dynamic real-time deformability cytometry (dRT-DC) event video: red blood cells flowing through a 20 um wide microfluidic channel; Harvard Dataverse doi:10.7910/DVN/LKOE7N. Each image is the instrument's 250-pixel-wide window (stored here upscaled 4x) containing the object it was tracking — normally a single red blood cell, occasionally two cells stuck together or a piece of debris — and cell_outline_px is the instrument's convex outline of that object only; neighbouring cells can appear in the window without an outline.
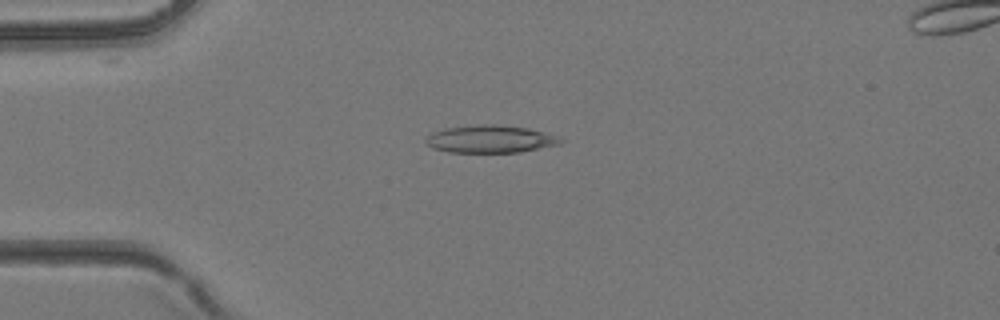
{"species": "common noctule bat (a hibernating species)", "species_latin": "Nyctalus noctula", "temperature_condition": "room temperature", "stored_images_in_passage": 41, "camera_frame_rate_fps": 3000, "um_per_image_px": 0.085, "animal": {"sex": "female", "body_mass_g": 24.6, "forearm_length_mm": 56.2}, "frame": {"image": 1, "passage_image": 11, "time_ms": 3.333, "image_size_px": [1000, 320], "cell_outline_px": [[564, 140], [560, 144], [520, 152], [448, 152], [432, 148], [424, 140], [424, 136], [432, 132], [444, 128], [480, 124], [496, 124], [528, 128], [560, 136]], "centroid_in_image_um": [41.66, 11.81], "position_along_channel_um": 43.3, "area_um2": 21.85}}
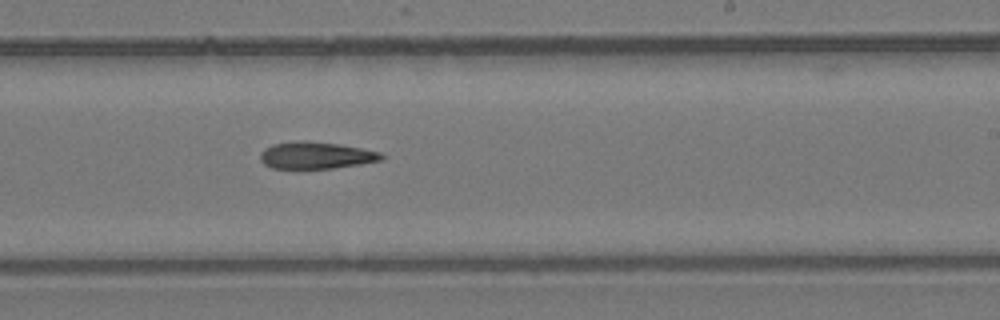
{"frame": {"image": 2, "passage_image": 25, "time_ms": 8.0, "image_size_px": [1000, 320], "cell_outline_px": [[388, 156], [384, 160], [360, 164], [332, 168], [272, 168], [264, 164], [260, 160], [260, 152], [264, 148], [272, 144], [300, 140], [304, 140], [340, 144], [380, 152]], "centroid_in_image_um": [26.88, 13.19], "position_along_channel_um": 262.1, "area_um2": 19.19}}
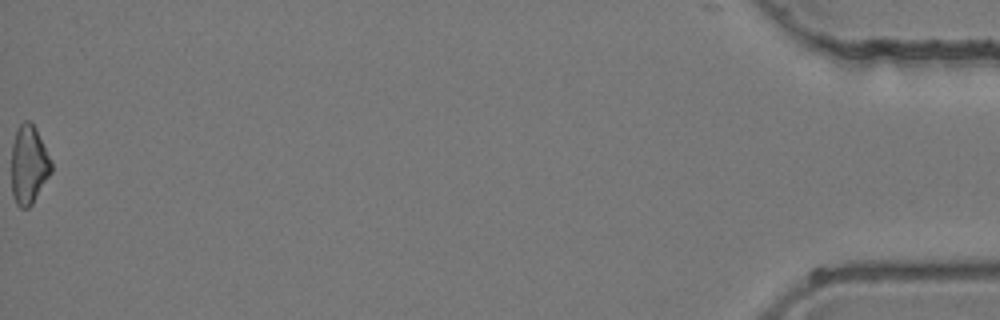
{"frame": {"image": 3, "passage_image": 41, "time_ms": 13.333, "image_size_px": [1000, 320], "cell_outline_px": [[52, 172], [32, 204], [28, 208], [20, 208], [16, 204], [12, 196], [12, 144], [16, 128], [24, 120], [28, 120], [36, 128], [52, 164]], "centroid_in_image_um": [2.43, 14.02], "position_along_channel_um": 432.8, "area_um2": 18.26}}